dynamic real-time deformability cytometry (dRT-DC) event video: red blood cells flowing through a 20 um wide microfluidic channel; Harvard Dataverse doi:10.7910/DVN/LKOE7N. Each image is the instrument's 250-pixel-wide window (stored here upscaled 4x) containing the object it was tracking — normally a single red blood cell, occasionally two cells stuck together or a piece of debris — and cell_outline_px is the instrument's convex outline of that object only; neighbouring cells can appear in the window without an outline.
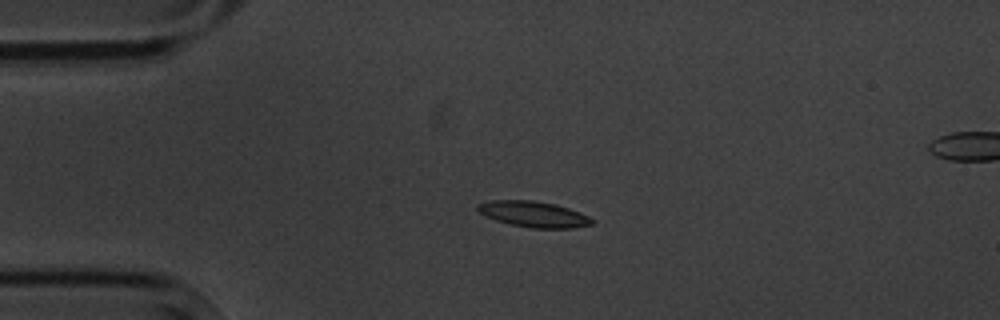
{"species": "common noctule bat (a hibernating species)", "species_latin": "Nyctalus noctula", "temperature_condition": "cold", "stored_images_in_passage": 5, "camera_frame_rate_fps": 3000, "um_per_image_px": 0.085, "animal": {"sex": "male", "body_mass_g": 20.1, "forearm_length_mm": 53.5}, "frame": {"image": 1, "passage_image": 3, "time_ms": 2.333, "image_size_px": [1000, 320], "cell_outline_px": [[596, 220], [592, 224], [572, 228], [532, 228], [512, 224], [496, 220], [484, 216], [476, 208], [476, 204], [492, 200], [532, 200], [556, 204], [580, 212]], "centroid_in_image_um": [45.36, 18.2], "position_along_channel_um": 39.6, "area_um2": 17.22}}
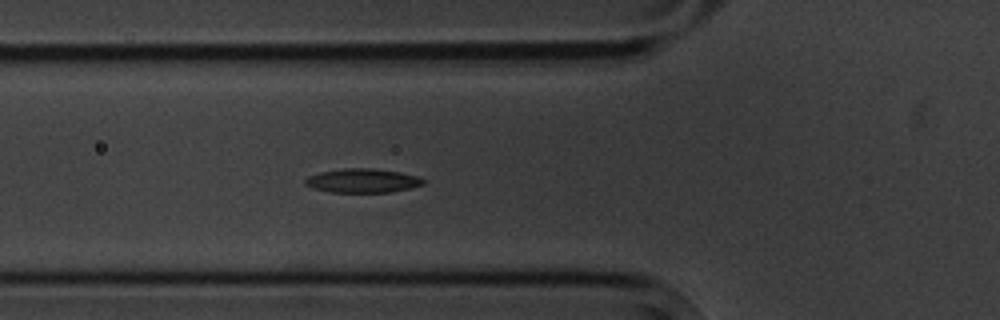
{"frame": {"image": 2, "passage_image": 5, "time_ms": 4.667, "image_size_px": [1000, 320], "cell_outline_px": [[424, 184], [392, 192], [328, 192], [312, 188], [304, 184], [304, 180], [308, 176], [320, 172], [344, 168], [372, 168], [400, 172], [416, 176], [424, 180]], "centroid_in_image_um": [30.76, 15.35], "position_along_channel_um": 95.0, "area_um2": 16.47}}